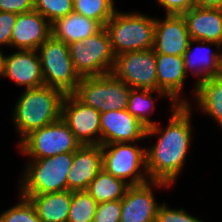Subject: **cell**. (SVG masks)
I'll return each mask as SVG.
<instances>
[{
    "mask_svg": "<svg viewBox=\"0 0 222 222\" xmlns=\"http://www.w3.org/2000/svg\"><path fill=\"white\" fill-rule=\"evenodd\" d=\"M171 115L167 126L157 122L147 128L146 138L156 137L157 142L146 149V167L150 181H161L172 186L179 177L192 139V105H170Z\"/></svg>",
    "mask_w": 222,
    "mask_h": 222,
    "instance_id": "6da1fadb",
    "label": "cell"
},
{
    "mask_svg": "<svg viewBox=\"0 0 222 222\" xmlns=\"http://www.w3.org/2000/svg\"><path fill=\"white\" fill-rule=\"evenodd\" d=\"M24 90L15 104L12 118L15 131L19 134V143L32 131L61 118L65 95L61 90L45 85Z\"/></svg>",
    "mask_w": 222,
    "mask_h": 222,
    "instance_id": "7a4b0ae2",
    "label": "cell"
},
{
    "mask_svg": "<svg viewBox=\"0 0 222 222\" xmlns=\"http://www.w3.org/2000/svg\"><path fill=\"white\" fill-rule=\"evenodd\" d=\"M151 17L138 12L122 13L116 9L104 27L115 56L153 48L155 17Z\"/></svg>",
    "mask_w": 222,
    "mask_h": 222,
    "instance_id": "3957f363",
    "label": "cell"
},
{
    "mask_svg": "<svg viewBox=\"0 0 222 222\" xmlns=\"http://www.w3.org/2000/svg\"><path fill=\"white\" fill-rule=\"evenodd\" d=\"M19 186L20 195H37L67 190L73 152L42 159H29Z\"/></svg>",
    "mask_w": 222,
    "mask_h": 222,
    "instance_id": "277c9868",
    "label": "cell"
},
{
    "mask_svg": "<svg viewBox=\"0 0 222 222\" xmlns=\"http://www.w3.org/2000/svg\"><path fill=\"white\" fill-rule=\"evenodd\" d=\"M131 88L112 73L81 77L72 93L83 104L100 113L127 108Z\"/></svg>",
    "mask_w": 222,
    "mask_h": 222,
    "instance_id": "5b68a950",
    "label": "cell"
},
{
    "mask_svg": "<svg viewBox=\"0 0 222 222\" xmlns=\"http://www.w3.org/2000/svg\"><path fill=\"white\" fill-rule=\"evenodd\" d=\"M44 85L72 94L81 80L72 63L69 46L52 35L37 49Z\"/></svg>",
    "mask_w": 222,
    "mask_h": 222,
    "instance_id": "8992f818",
    "label": "cell"
},
{
    "mask_svg": "<svg viewBox=\"0 0 222 222\" xmlns=\"http://www.w3.org/2000/svg\"><path fill=\"white\" fill-rule=\"evenodd\" d=\"M101 149L102 168L107 173L124 180L130 186L150 181L145 147H138L135 142H122L104 144L101 145Z\"/></svg>",
    "mask_w": 222,
    "mask_h": 222,
    "instance_id": "52a82bcc",
    "label": "cell"
},
{
    "mask_svg": "<svg viewBox=\"0 0 222 222\" xmlns=\"http://www.w3.org/2000/svg\"><path fill=\"white\" fill-rule=\"evenodd\" d=\"M68 46L72 63L80 77L100 76L112 72L115 55L110 36L104 27L84 41H75Z\"/></svg>",
    "mask_w": 222,
    "mask_h": 222,
    "instance_id": "ba28073f",
    "label": "cell"
},
{
    "mask_svg": "<svg viewBox=\"0 0 222 222\" xmlns=\"http://www.w3.org/2000/svg\"><path fill=\"white\" fill-rule=\"evenodd\" d=\"M18 146L19 151L30 159H42L66 152H75L81 144L60 118L52 124L32 131L18 143Z\"/></svg>",
    "mask_w": 222,
    "mask_h": 222,
    "instance_id": "9c48e42d",
    "label": "cell"
},
{
    "mask_svg": "<svg viewBox=\"0 0 222 222\" xmlns=\"http://www.w3.org/2000/svg\"><path fill=\"white\" fill-rule=\"evenodd\" d=\"M111 73L130 88L158 90L156 53L153 48L115 56Z\"/></svg>",
    "mask_w": 222,
    "mask_h": 222,
    "instance_id": "30bf717a",
    "label": "cell"
},
{
    "mask_svg": "<svg viewBox=\"0 0 222 222\" xmlns=\"http://www.w3.org/2000/svg\"><path fill=\"white\" fill-rule=\"evenodd\" d=\"M61 118L81 145H101L99 111L83 104L73 94H65Z\"/></svg>",
    "mask_w": 222,
    "mask_h": 222,
    "instance_id": "8fae6325",
    "label": "cell"
},
{
    "mask_svg": "<svg viewBox=\"0 0 222 222\" xmlns=\"http://www.w3.org/2000/svg\"><path fill=\"white\" fill-rule=\"evenodd\" d=\"M169 186L168 183L161 181L129 186L121 199L120 222H155L161 203L156 202L153 189Z\"/></svg>",
    "mask_w": 222,
    "mask_h": 222,
    "instance_id": "7c38bea8",
    "label": "cell"
},
{
    "mask_svg": "<svg viewBox=\"0 0 222 222\" xmlns=\"http://www.w3.org/2000/svg\"><path fill=\"white\" fill-rule=\"evenodd\" d=\"M147 128L126 109L100 113L101 145L142 141Z\"/></svg>",
    "mask_w": 222,
    "mask_h": 222,
    "instance_id": "4fadbf2b",
    "label": "cell"
},
{
    "mask_svg": "<svg viewBox=\"0 0 222 222\" xmlns=\"http://www.w3.org/2000/svg\"><path fill=\"white\" fill-rule=\"evenodd\" d=\"M189 41V32L182 15H165L163 20L155 18V53L184 56Z\"/></svg>",
    "mask_w": 222,
    "mask_h": 222,
    "instance_id": "5bb4252c",
    "label": "cell"
},
{
    "mask_svg": "<svg viewBox=\"0 0 222 222\" xmlns=\"http://www.w3.org/2000/svg\"><path fill=\"white\" fill-rule=\"evenodd\" d=\"M3 77L25 89L44 86L40 58L37 50H16L5 56Z\"/></svg>",
    "mask_w": 222,
    "mask_h": 222,
    "instance_id": "9a60e30c",
    "label": "cell"
},
{
    "mask_svg": "<svg viewBox=\"0 0 222 222\" xmlns=\"http://www.w3.org/2000/svg\"><path fill=\"white\" fill-rule=\"evenodd\" d=\"M195 43H200V45L192 49V45ZM209 45H215L216 49L221 50V46L218 43L190 39L188 48L183 56L186 74L189 75L188 73L191 71L197 78L200 77L195 83L194 95L198 82L222 75V52L217 50L213 52L212 49H209Z\"/></svg>",
    "mask_w": 222,
    "mask_h": 222,
    "instance_id": "2e32d148",
    "label": "cell"
},
{
    "mask_svg": "<svg viewBox=\"0 0 222 222\" xmlns=\"http://www.w3.org/2000/svg\"><path fill=\"white\" fill-rule=\"evenodd\" d=\"M51 36V23L33 10L17 14L11 35V47L17 50H37Z\"/></svg>",
    "mask_w": 222,
    "mask_h": 222,
    "instance_id": "e0dca14e",
    "label": "cell"
},
{
    "mask_svg": "<svg viewBox=\"0 0 222 222\" xmlns=\"http://www.w3.org/2000/svg\"><path fill=\"white\" fill-rule=\"evenodd\" d=\"M101 169V145H81L73 152V162L67 176V190L86 191Z\"/></svg>",
    "mask_w": 222,
    "mask_h": 222,
    "instance_id": "ac0fdd59",
    "label": "cell"
},
{
    "mask_svg": "<svg viewBox=\"0 0 222 222\" xmlns=\"http://www.w3.org/2000/svg\"><path fill=\"white\" fill-rule=\"evenodd\" d=\"M156 71L158 90L163 91L176 105H188L190 100L182 97V88L188 76L183 56L156 53Z\"/></svg>",
    "mask_w": 222,
    "mask_h": 222,
    "instance_id": "d6986e66",
    "label": "cell"
},
{
    "mask_svg": "<svg viewBox=\"0 0 222 222\" xmlns=\"http://www.w3.org/2000/svg\"><path fill=\"white\" fill-rule=\"evenodd\" d=\"M190 39L215 42L222 46V8H190L182 14Z\"/></svg>",
    "mask_w": 222,
    "mask_h": 222,
    "instance_id": "ffe728a7",
    "label": "cell"
},
{
    "mask_svg": "<svg viewBox=\"0 0 222 222\" xmlns=\"http://www.w3.org/2000/svg\"><path fill=\"white\" fill-rule=\"evenodd\" d=\"M102 28L103 26L99 22L71 12L51 24V35L69 45L75 41H84L97 34Z\"/></svg>",
    "mask_w": 222,
    "mask_h": 222,
    "instance_id": "44dd1931",
    "label": "cell"
},
{
    "mask_svg": "<svg viewBox=\"0 0 222 222\" xmlns=\"http://www.w3.org/2000/svg\"><path fill=\"white\" fill-rule=\"evenodd\" d=\"M30 200L35 207L41 222H67L72 191L44 193L37 195H22Z\"/></svg>",
    "mask_w": 222,
    "mask_h": 222,
    "instance_id": "7402d4cb",
    "label": "cell"
},
{
    "mask_svg": "<svg viewBox=\"0 0 222 222\" xmlns=\"http://www.w3.org/2000/svg\"><path fill=\"white\" fill-rule=\"evenodd\" d=\"M196 107L210 116L222 129V75L196 84Z\"/></svg>",
    "mask_w": 222,
    "mask_h": 222,
    "instance_id": "603a6c76",
    "label": "cell"
},
{
    "mask_svg": "<svg viewBox=\"0 0 222 222\" xmlns=\"http://www.w3.org/2000/svg\"><path fill=\"white\" fill-rule=\"evenodd\" d=\"M130 185L107 173L103 168L91 181L86 192L97 202L121 200Z\"/></svg>",
    "mask_w": 222,
    "mask_h": 222,
    "instance_id": "cb8c5ba5",
    "label": "cell"
},
{
    "mask_svg": "<svg viewBox=\"0 0 222 222\" xmlns=\"http://www.w3.org/2000/svg\"><path fill=\"white\" fill-rule=\"evenodd\" d=\"M156 93L158 97H167L171 105H176L163 91L149 90L140 88H131L126 110L140 120L145 126L150 127L156 124L150 120L149 116L154 112L155 101L152 94Z\"/></svg>",
    "mask_w": 222,
    "mask_h": 222,
    "instance_id": "d4e9b609",
    "label": "cell"
},
{
    "mask_svg": "<svg viewBox=\"0 0 222 222\" xmlns=\"http://www.w3.org/2000/svg\"><path fill=\"white\" fill-rule=\"evenodd\" d=\"M114 0H73V12L91 18L105 27L116 11Z\"/></svg>",
    "mask_w": 222,
    "mask_h": 222,
    "instance_id": "484cf974",
    "label": "cell"
},
{
    "mask_svg": "<svg viewBox=\"0 0 222 222\" xmlns=\"http://www.w3.org/2000/svg\"><path fill=\"white\" fill-rule=\"evenodd\" d=\"M97 204L86 191H73L67 222H93Z\"/></svg>",
    "mask_w": 222,
    "mask_h": 222,
    "instance_id": "4316f807",
    "label": "cell"
},
{
    "mask_svg": "<svg viewBox=\"0 0 222 222\" xmlns=\"http://www.w3.org/2000/svg\"><path fill=\"white\" fill-rule=\"evenodd\" d=\"M19 201L0 214V222H41L30 200L18 195Z\"/></svg>",
    "mask_w": 222,
    "mask_h": 222,
    "instance_id": "83f0119b",
    "label": "cell"
},
{
    "mask_svg": "<svg viewBox=\"0 0 222 222\" xmlns=\"http://www.w3.org/2000/svg\"><path fill=\"white\" fill-rule=\"evenodd\" d=\"M33 6L51 24L73 12V0H33Z\"/></svg>",
    "mask_w": 222,
    "mask_h": 222,
    "instance_id": "f1b7e54d",
    "label": "cell"
},
{
    "mask_svg": "<svg viewBox=\"0 0 222 222\" xmlns=\"http://www.w3.org/2000/svg\"><path fill=\"white\" fill-rule=\"evenodd\" d=\"M167 204L163 202L160 205L155 222H204L198 217L192 216L184 209L168 208Z\"/></svg>",
    "mask_w": 222,
    "mask_h": 222,
    "instance_id": "f546056e",
    "label": "cell"
},
{
    "mask_svg": "<svg viewBox=\"0 0 222 222\" xmlns=\"http://www.w3.org/2000/svg\"><path fill=\"white\" fill-rule=\"evenodd\" d=\"M121 200L98 203L93 222H120Z\"/></svg>",
    "mask_w": 222,
    "mask_h": 222,
    "instance_id": "4dcf8cb0",
    "label": "cell"
},
{
    "mask_svg": "<svg viewBox=\"0 0 222 222\" xmlns=\"http://www.w3.org/2000/svg\"><path fill=\"white\" fill-rule=\"evenodd\" d=\"M17 20V14L0 11V45L11 47V35Z\"/></svg>",
    "mask_w": 222,
    "mask_h": 222,
    "instance_id": "1f68e13d",
    "label": "cell"
},
{
    "mask_svg": "<svg viewBox=\"0 0 222 222\" xmlns=\"http://www.w3.org/2000/svg\"><path fill=\"white\" fill-rule=\"evenodd\" d=\"M166 15H182L190 8L194 7V0H156Z\"/></svg>",
    "mask_w": 222,
    "mask_h": 222,
    "instance_id": "d6a6232c",
    "label": "cell"
},
{
    "mask_svg": "<svg viewBox=\"0 0 222 222\" xmlns=\"http://www.w3.org/2000/svg\"><path fill=\"white\" fill-rule=\"evenodd\" d=\"M33 10V0H0V11L2 12L21 14Z\"/></svg>",
    "mask_w": 222,
    "mask_h": 222,
    "instance_id": "836d02e7",
    "label": "cell"
},
{
    "mask_svg": "<svg viewBox=\"0 0 222 222\" xmlns=\"http://www.w3.org/2000/svg\"><path fill=\"white\" fill-rule=\"evenodd\" d=\"M194 6L222 8V0H194Z\"/></svg>",
    "mask_w": 222,
    "mask_h": 222,
    "instance_id": "e575fe53",
    "label": "cell"
},
{
    "mask_svg": "<svg viewBox=\"0 0 222 222\" xmlns=\"http://www.w3.org/2000/svg\"><path fill=\"white\" fill-rule=\"evenodd\" d=\"M5 56L0 48V77H3L4 74V61H5Z\"/></svg>",
    "mask_w": 222,
    "mask_h": 222,
    "instance_id": "d590c367",
    "label": "cell"
}]
</instances>
